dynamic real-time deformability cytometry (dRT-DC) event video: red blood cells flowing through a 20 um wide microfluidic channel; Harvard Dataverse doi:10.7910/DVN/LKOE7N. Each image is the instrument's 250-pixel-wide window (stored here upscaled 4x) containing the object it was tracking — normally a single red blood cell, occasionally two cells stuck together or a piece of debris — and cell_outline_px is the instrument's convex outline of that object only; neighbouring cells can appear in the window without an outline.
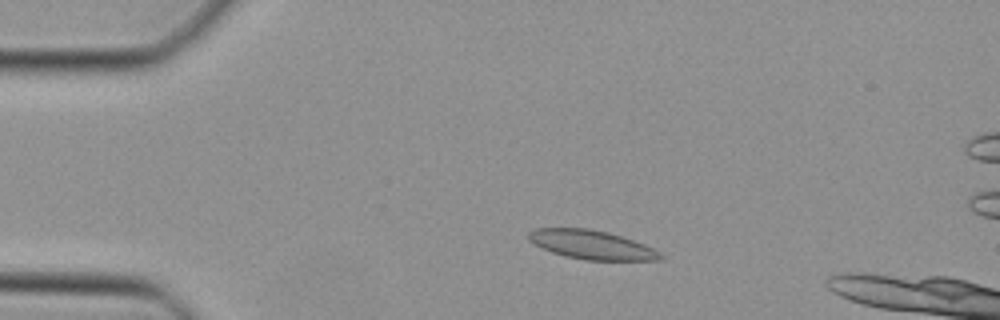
{"species": "Egyptian fruit bat (a non-hibernating species)", "species_latin": "Rousettus aegyptiacus", "temperature_condition": "cold", "stored_images_in_passage": 41, "camera_frame_rate_fps": 3000, "um_per_image_px": 0.085, "animal": {"sex": "female"}, "frame": {"image": 1, "passage_image": 6, "time_ms": 1.667, "image_size_px": [1000, 320], "cell_outline_px": [[664, 256], [660, 260], [584, 260], [552, 252], [540, 248], [528, 240], [528, 232], [536, 228], [588, 228], [608, 232], [644, 244], [660, 252]], "centroid_in_image_um": [50.26, 20.8], "position_along_channel_um": 34.7, "area_um2": 22.14}}
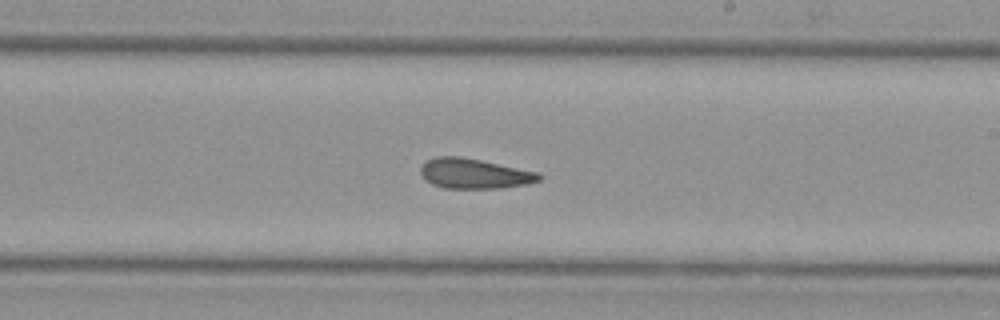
{"frame": {"image": 2, "passage_image": 24, "time_ms": 7.667, "image_size_px": [1000, 320], "cell_outline_px": [[544, 176], [540, 180], [528, 184], [500, 188], [444, 188], [432, 184], [424, 180], [420, 172], [420, 168], [424, 160], [436, 156], [460, 156], [540, 172]], "centroid_in_image_um": [40.3, 14.75], "position_along_channel_um": 248.7, "area_um2": 21.04}}
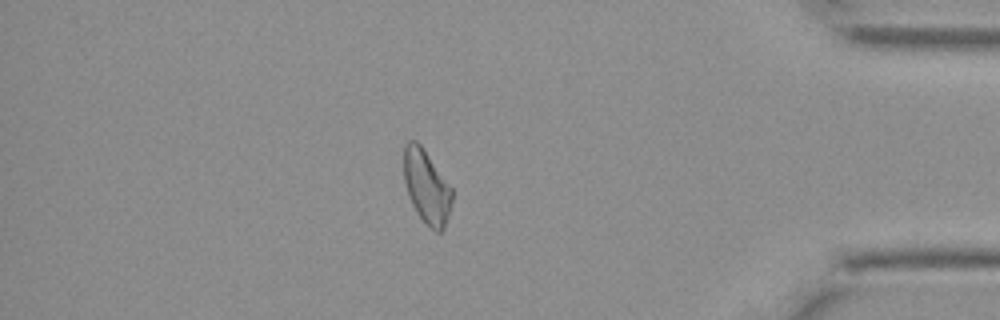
{"frame": {"image": 3, "passage_image": 37, "time_ms": 12.0, "image_size_px": [1000, 320], "cell_outline_px": [[452, 200], [444, 228], [440, 232], [436, 232], [416, 212], [408, 196], [404, 180], [404, 144], [408, 140], [416, 140], [420, 144], [452, 188]], "centroid_in_image_um": [36.24, 15.84], "position_along_channel_um": 399.0, "area_um2": 20.35}}